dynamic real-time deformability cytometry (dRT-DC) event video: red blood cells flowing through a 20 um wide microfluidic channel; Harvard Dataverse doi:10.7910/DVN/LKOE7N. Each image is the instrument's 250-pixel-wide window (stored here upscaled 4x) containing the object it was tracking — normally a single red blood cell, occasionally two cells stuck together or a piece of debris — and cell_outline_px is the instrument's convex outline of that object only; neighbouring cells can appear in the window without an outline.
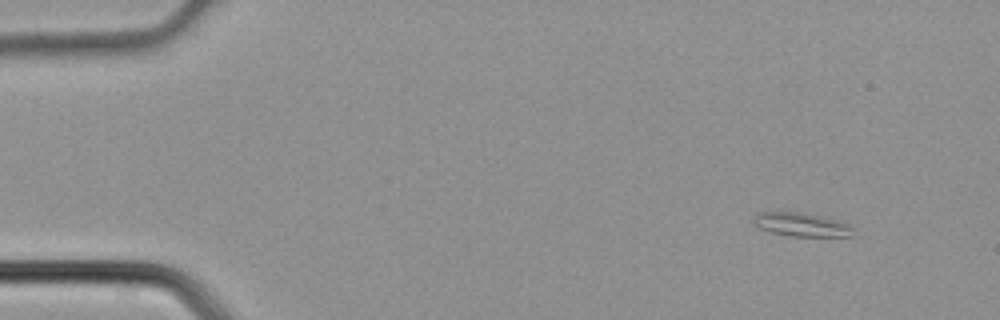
{"species": "common noctule bat (a hibernating species)", "species_latin": "Nyctalus noctula", "temperature_condition": "cold", "stored_images_in_passage": 3, "camera_frame_rate_fps": 3000, "um_per_image_px": 0.085, "animal": {"sex": "male", "body_mass_g": 21.5, "forearm_length_mm": 52.0}, "frame": {"image": 1, "passage_image": 1, "time_ms": 0.0, "image_size_px": [1000, 320], "cell_outline_px": [[856, 236], [792, 236], [772, 232], [760, 228], [752, 224], [752, 216], [756, 212], [800, 212], [820, 216], [836, 220], [848, 224], [852, 228]], "centroid_in_image_um": [68.08, 19.08], "position_along_channel_um": 16.9, "area_um2": 13.76}}